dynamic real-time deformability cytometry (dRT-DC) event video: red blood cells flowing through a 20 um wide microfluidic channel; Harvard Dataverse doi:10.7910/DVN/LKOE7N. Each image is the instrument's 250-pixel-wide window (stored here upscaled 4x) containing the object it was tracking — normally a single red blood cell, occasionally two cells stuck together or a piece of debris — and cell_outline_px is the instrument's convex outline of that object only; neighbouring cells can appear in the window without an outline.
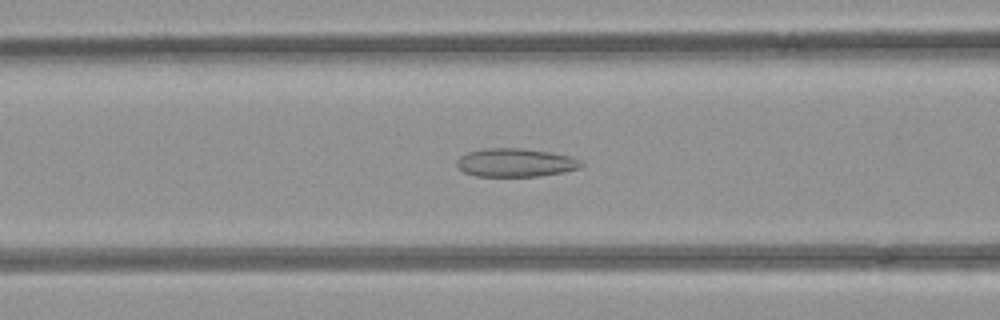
{"species": "common noctule bat (a hibernating species)", "species_latin": "Nyctalus noctula", "temperature_condition": "room temperature", "stored_images_in_passage": 44, "segment_of_instrument_passage": [1, 2], "camera_frame_rate_fps": 3000, "um_per_image_px": 0.085, "animal": {"sex": "female", "body_mass_g": 21.9}, "frame": {"image": 1, "passage_image": 12, "time_ms": 3.667, "image_size_px": [1000, 320], "cell_outline_px": [[584, 164], [580, 168], [564, 172], [540, 176], [476, 176], [464, 172], [456, 168], [456, 160], [460, 156], [468, 152], [484, 148], [520, 148], [552, 152], [572, 156], [580, 160]], "centroid_in_image_um": [43.82, 13.82], "position_along_channel_um": 122.8, "area_um2": 20.87}}
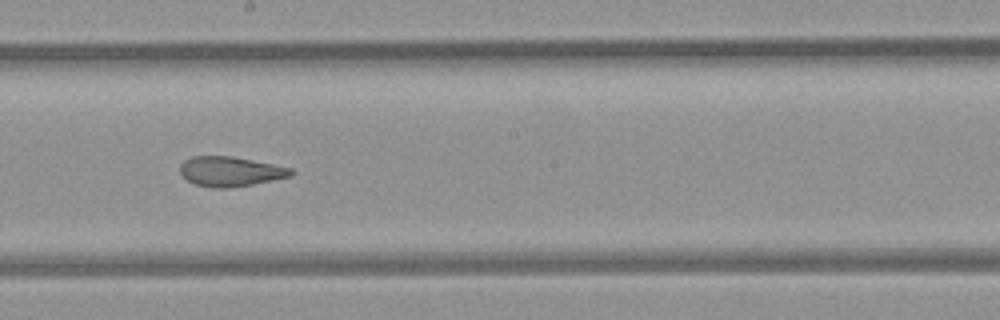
{"frame": {"image": 2, "passage_image": 20, "time_ms": 6.333, "image_size_px": [1000, 320], "cell_outline_px": [[296, 172], [292, 176], [252, 184], [228, 188], [212, 188], [196, 184], [188, 180], [180, 172], [180, 164], [184, 160], [192, 156], [232, 156], [292, 168]], "centroid_in_image_um": [19.59, 14.57], "position_along_channel_um": 228.6, "area_um2": 19.19}}
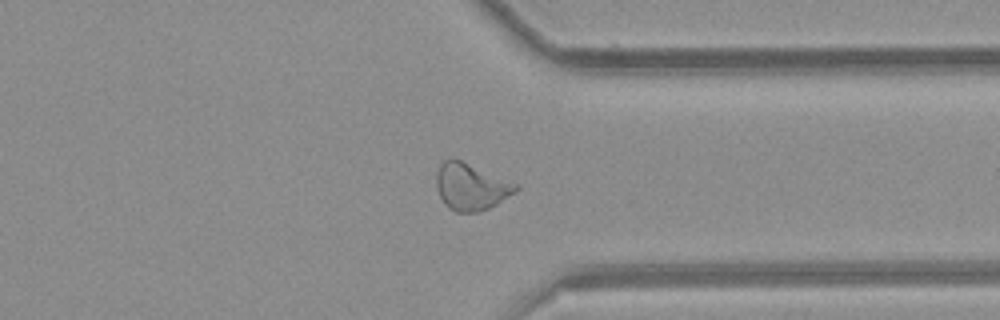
{"frame": {"image": 3, "passage_image": 31, "time_ms": 10.0, "image_size_px": [1000, 320], "cell_outline_px": [[520, 188], [516, 192], [496, 204], [488, 208], [476, 212], [456, 212], [448, 208], [444, 204], [436, 188], [436, 172], [440, 164], [444, 160], [460, 160], [520, 184]], "centroid_in_image_um": [40.04, 15.88], "position_along_channel_um": 371.4, "area_um2": 21.68}}